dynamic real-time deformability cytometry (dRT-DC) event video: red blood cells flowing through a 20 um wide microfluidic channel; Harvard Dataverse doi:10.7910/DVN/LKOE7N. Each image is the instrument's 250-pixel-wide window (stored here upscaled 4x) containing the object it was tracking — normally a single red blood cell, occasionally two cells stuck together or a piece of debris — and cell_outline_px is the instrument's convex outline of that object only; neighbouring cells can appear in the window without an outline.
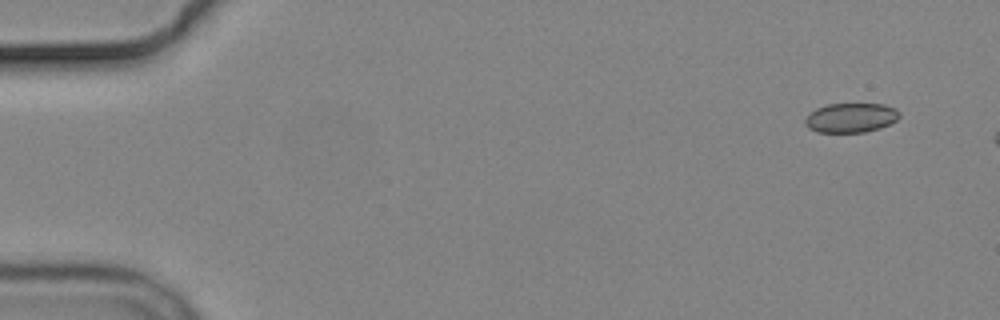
{"species": "common noctule bat (a hibernating species)", "species_latin": "Nyctalus noctula", "temperature_condition": "cold", "stored_images_in_passage": 5, "camera_frame_rate_fps": 3000, "um_per_image_px": 0.085, "animal": {"sex": "male", "body_mass_g": 19.2, "forearm_length_mm": 51.8}, "frame": {"image": 1, "passage_image": 1, "time_ms": 0.0, "image_size_px": [1000, 320], "cell_outline_px": [[900, 116], [896, 120], [880, 128], [864, 132], [816, 132], [808, 128], [804, 124], [804, 120], [816, 108], [828, 104], [884, 104], [896, 108], [900, 112]], "centroid_in_image_um": [72.33, 10.01], "position_along_channel_um": 12.7, "area_um2": 16.18}}